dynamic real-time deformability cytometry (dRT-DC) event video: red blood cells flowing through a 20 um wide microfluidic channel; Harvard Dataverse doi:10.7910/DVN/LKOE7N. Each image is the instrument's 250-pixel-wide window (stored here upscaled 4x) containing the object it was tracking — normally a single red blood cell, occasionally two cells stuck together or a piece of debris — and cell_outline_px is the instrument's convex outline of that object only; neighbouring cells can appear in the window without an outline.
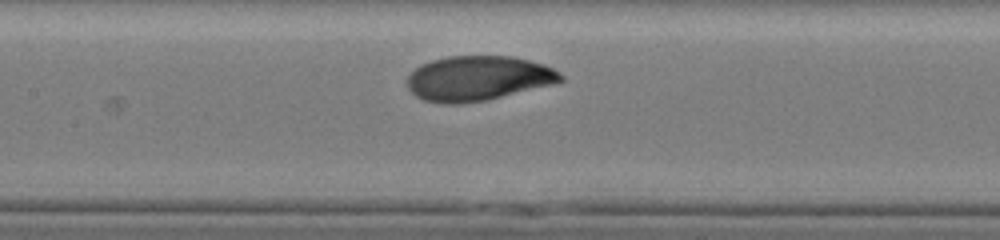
{"species": "human", "species_latin": "Homo sapiens", "temperature_condition": "cold", "stored_images_in_passage": 15, "camera_frame_rate_fps": 3000, "um_per_image_px": 0.085, "donor": {"sex": "male"}, "frame": {"image": 1, "passage_image": 13, "time_ms": 4.0, "image_size_px": [1000, 240], "cell_outline_px": [[564, 80], [552, 84], [484, 100], [460, 104], [444, 104], [424, 100], [416, 96], [408, 88], [408, 76], [420, 64], [432, 60], [448, 56], [512, 56], [544, 64], [560, 72], [564, 76]], "centroid_in_image_um": [40.62, 6.65], "position_along_channel_um": 166.8, "area_um2": 39.82}}